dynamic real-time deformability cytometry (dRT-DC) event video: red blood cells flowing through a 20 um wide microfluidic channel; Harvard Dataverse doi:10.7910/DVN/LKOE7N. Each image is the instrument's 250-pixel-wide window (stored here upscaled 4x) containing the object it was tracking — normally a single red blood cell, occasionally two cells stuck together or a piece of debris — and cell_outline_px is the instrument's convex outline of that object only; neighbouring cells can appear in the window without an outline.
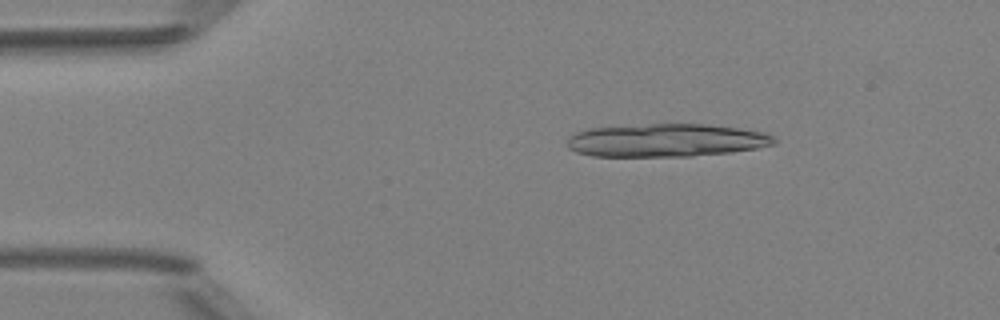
{"species": "Egyptian fruit bat (a non-hibernating species)", "species_latin": "Rousettus aegyptiacus", "temperature_condition": "room temperature", "stored_images_in_passage": 3, "camera_frame_rate_fps": 3000, "um_per_image_px": 0.085, "animal": {"sex": "female"}, "frame": {"image": 1, "passage_image": 1, "time_ms": 0.0, "image_size_px": [1000, 320], "cell_outline_px": [[776, 144], [756, 148], [728, 152], [688, 156], [592, 156], [576, 152], [568, 148], [568, 136], [576, 132], [588, 128], [648, 124], [708, 124], [740, 128], [764, 132], [772, 136], [776, 140]], "centroid_in_image_um": [56.61, 11.92], "position_along_channel_um": 28.4, "area_um2": 39.82}}